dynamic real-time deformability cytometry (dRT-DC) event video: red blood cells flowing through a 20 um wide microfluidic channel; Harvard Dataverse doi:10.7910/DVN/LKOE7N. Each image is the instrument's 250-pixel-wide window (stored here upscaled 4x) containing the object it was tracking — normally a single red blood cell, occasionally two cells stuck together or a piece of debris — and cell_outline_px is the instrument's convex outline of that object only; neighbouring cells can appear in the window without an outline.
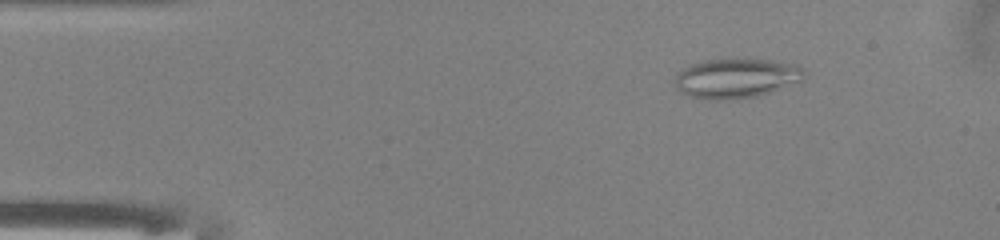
{"species": "common noctule bat (a hibernating species)", "species_latin": "Nyctalus noctula", "temperature_condition": "warm", "stored_images_in_passage": 37, "camera_frame_rate_fps": 3000, "um_per_image_px": 0.085, "animal": {"sex": "male", "body_mass_g": 13.0, "forearm_length_mm": 53.1}, "frame": {"image": 1, "passage_image": 3, "time_ms": 0.667, "image_size_px": [1000, 240], "cell_outline_px": [[808, 76], [804, 80], [756, 96], [732, 100], [700, 100], [688, 96], [680, 92], [676, 88], [676, 76], [684, 68], [692, 64], [704, 60], [720, 56], [736, 56], [772, 60], [796, 64], [804, 68]], "centroid_in_image_um": [62.6, 6.61], "position_along_channel_um": 22.4, "area_um2": 31.15}}
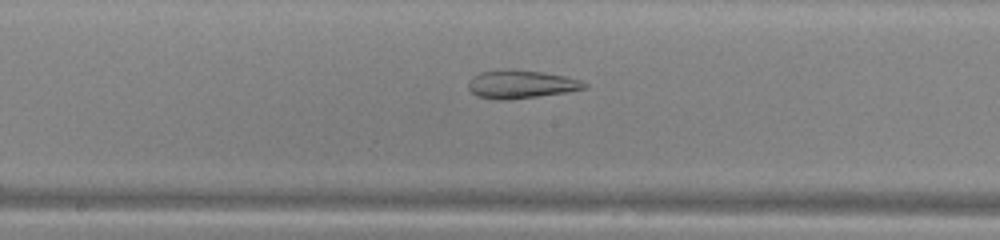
{"frame": {"image": 2, "passage_image": 22, "time_ms": 7.0, "image_size_px": [1000, 240], "cell_outline_px": [[588, 88], [568, 92], [512, 100], [496, 100], [476, 96], [468, 88], [468, 80], [472, 76], [480, 72], [504, 68], [512, 68], [540, 72], [564, 76], [580, 80], [588, 84]], "centroid_in_image_um": [44.25, 7.16], "position_along_channel_um": 203.9, "area_um2": 19.54}}
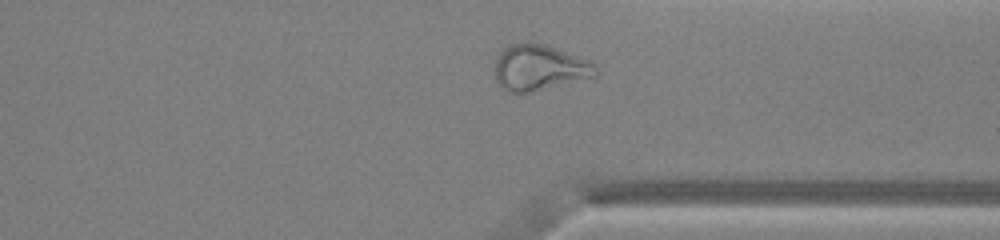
{"frame": {"image": 3, "passage_image": 34, "time_ms": 11.0, "image_size_px": [1000, 240], "cell_outline_px": [[600, 72], [596, 76], [528, 92], [512, 92], [500, 88], [496, 80], [496, 56], [508, 44], [524, 40], [544, 44], [588, 60], [596, 64]], "centroid_in_image_um": [45.83, 5.71], "position_along_channel_um": 365.6, "area_um2": 26.93}, "authors_computed_cell_mechanics": {"area_um2": 23.8714, "velocity_mm_per_s": 4.0594, "shape_relaxation_time_tau1_ms": null, "shape_relaxation_time_tau2_ms": 2.1354, "deformation_change_tau1": null, "deformation_change_tau2": 0.1167}}